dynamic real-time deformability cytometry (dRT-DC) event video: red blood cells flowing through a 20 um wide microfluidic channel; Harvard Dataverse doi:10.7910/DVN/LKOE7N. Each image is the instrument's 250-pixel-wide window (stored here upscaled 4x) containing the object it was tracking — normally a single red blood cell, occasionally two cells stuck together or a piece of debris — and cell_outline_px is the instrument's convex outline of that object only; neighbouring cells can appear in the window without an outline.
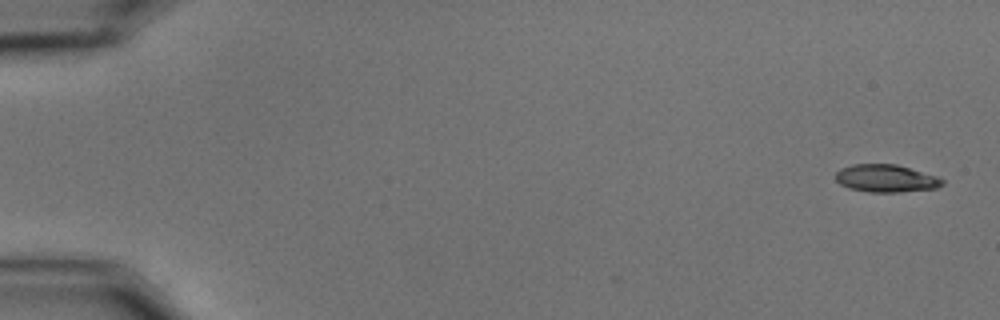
{"species": "common noctule bat (a hibernating species)", "species_latin": "Nyctalus noctula", "temperature_condition": "cold", "stored_images_in_passage": 4, "camera_frame_rate_fps": 3000, "um_per_image_px": 0.085, "animal": {"sex": "male", "body_mass_g": 15.6}, "frame": {"image": 1, "passage_image": 1, "time_ms": 0.0, "image_size_px": [1000, 320], "cell_outline_px": [[944, 184], [936, 188], [900, 192], [868, 192], [848, 188], [840, 184], [836, 180], [836, 172], [840, 168], [852, 164], [896, 164], [936, 176], [944, 180]], "centroid_in_image_um": [75.28, 15.16], "position_along_channel_um": 9.7, "area_um2": 17.17}}